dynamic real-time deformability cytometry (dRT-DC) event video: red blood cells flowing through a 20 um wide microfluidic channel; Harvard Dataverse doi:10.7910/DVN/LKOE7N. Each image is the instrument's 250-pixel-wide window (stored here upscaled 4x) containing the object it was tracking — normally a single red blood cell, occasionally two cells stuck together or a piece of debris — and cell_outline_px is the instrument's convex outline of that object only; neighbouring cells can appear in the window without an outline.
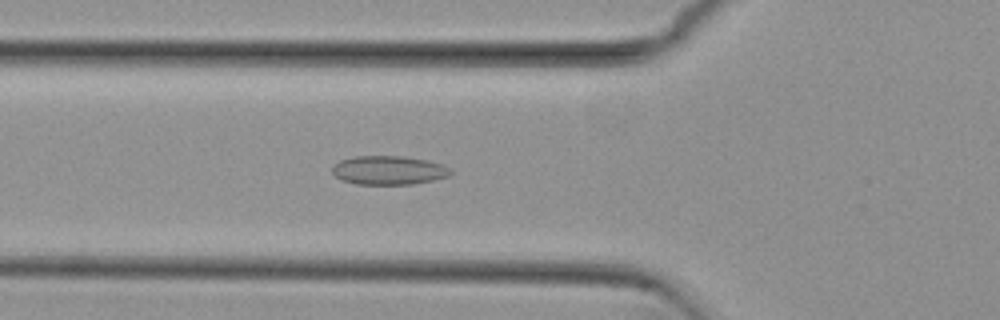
{"species": "common noctule bat (a hibernating species)", "species_latin": "Nyctalus noctula", "temperature_condition": "cold", "stored_images_in_passage": 42, "camera_frame_rate_fps": 3000, "um_per_image_px": 0.085, "animal": {"sex": "female", "body_mass_g": 29.2, "forearm_length_mm": 56.3}, "frame": {"image": 1, "passage_image": 7, "time_ms": 2.0, "image_size_px": [1000, 320], "cell_outline_px": [[452, 172], [448, 176], [432, 180], [412, 184], [356, 184], [340, 180], [332, 172], [332, 168], [340, 160], [352, 156], [404, 156], [428, 160], [444, 164]], "centroid_in_image_um": [33.03, 14.46], "position_along_channel_um": 92.8, "area_um2": 19.94}}
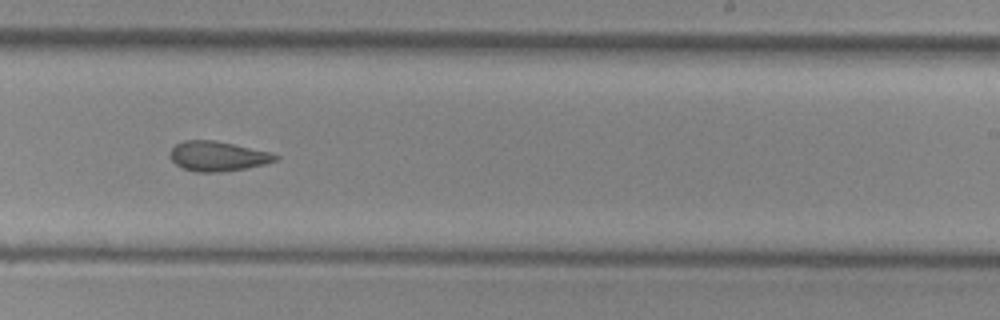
{"frame": {"image": 2, "passage_image": 21, "time_ms": 6.667, "image_size_px": [1000, 320], "cell_outline_px": [[280, 156], [276, 160], [264, 164], [248, 168], [220, 172], [196, 172], [184, 168], [176, 164], [172, 160], [172, 148], [176, 144], [184, 140], [216, 140], [272, 152]], "centroid_in_image_um": [18.55, 13.27], "position_along_channel_um": 270.4, "area_um2": 18.26}}
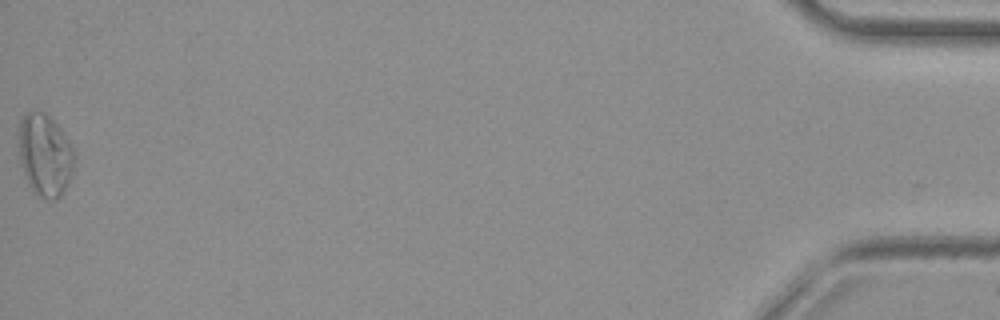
{"frame": {"image": 3, "passage_image": 42, "time_ms": 13.667, "image_size_px": [1000, 320], "cell_outline_px": [[76, 160], [72, 176], [60, 196], [56, 200], [40, 200], [36, 196], [28, 184], [24, 176], [20, 164], [20, 120], [28, 112], [44, 112], [56, 124], [72, 144]], "centroid_in_image_um": [3.85, 13.26], "position_along_channel_um": 431.4, "area_um2": 26.88}, "authors_computed_cell_mechanics": {"area_um2": 19.1896, "velocity_mm_per_s": 3.8052, "shape_relaxation_time_tau1_ms": null, "shape_relaxation_time_tau2_ms": 2.6116, "deformation_change_tau1": null, "deformation_change_tau2": 0.0916}}